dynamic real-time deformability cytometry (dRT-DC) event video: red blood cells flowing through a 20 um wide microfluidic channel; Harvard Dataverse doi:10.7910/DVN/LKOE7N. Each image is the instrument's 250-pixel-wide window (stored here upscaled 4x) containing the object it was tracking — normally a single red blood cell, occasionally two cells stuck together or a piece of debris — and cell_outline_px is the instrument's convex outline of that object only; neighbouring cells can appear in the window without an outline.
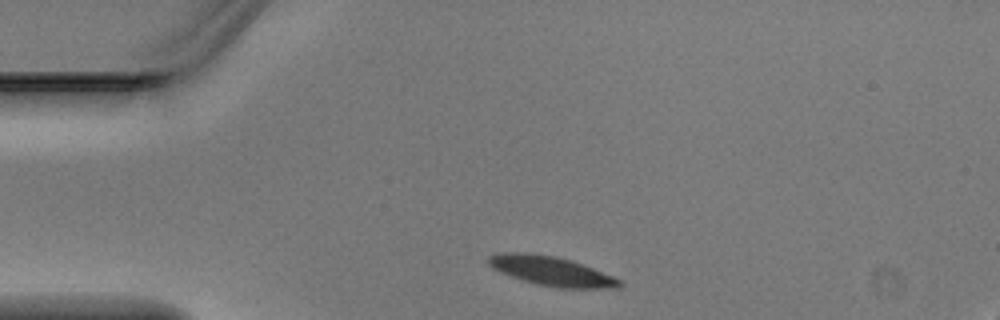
{"species": "Egyptian fruit bat (a non-hibernating species)", "species_latin": "Rousettus aegyptiacus", "temperature_condition": "warm", "stored_images_in_passage": 3, "camera_frame_rate_fps": 3000, "um_per_image_px": 0.085, "animal": {"sex": "male"}, "frame": {"image": 1, "passage_image": 1, "time_ms": 0.0, "image_size_px": [1000, 320], "cell_outline_px": [[624, 284], [620, 288], [560, 288], [536, 284], [500, 272], [492, 268], [488, 264], [488, 256], [500, 252], [524, 252], [556, 256], [572, 260], [584, 264], [612, 276], [620, 280]], "centroid_in_image_um": [46.87, 23.03], "position_along_channel_um": 38.1, "area_um2": 22.48}}
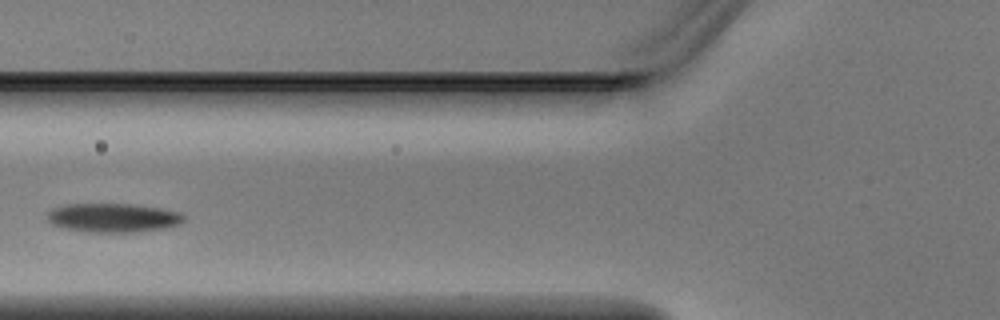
{"frame": {"image": 2, "passage_image": 3, "time_ms": 0.667, "image_size_px": [1000, 320], "cell_outline_px": [[184, 220], [180, 224], [168, 228], [132, 232], [88, 232], [64, 228], [52, 224], [48, 220], [48, 212], [52, 208], [68, 204], [132, 204], [160, 208], [180, 212], [184, 216]], "centroid_in_image_um": [9.63, 18.51], "position_along_channel_um": 116.2, "area_um2": 23.06}}